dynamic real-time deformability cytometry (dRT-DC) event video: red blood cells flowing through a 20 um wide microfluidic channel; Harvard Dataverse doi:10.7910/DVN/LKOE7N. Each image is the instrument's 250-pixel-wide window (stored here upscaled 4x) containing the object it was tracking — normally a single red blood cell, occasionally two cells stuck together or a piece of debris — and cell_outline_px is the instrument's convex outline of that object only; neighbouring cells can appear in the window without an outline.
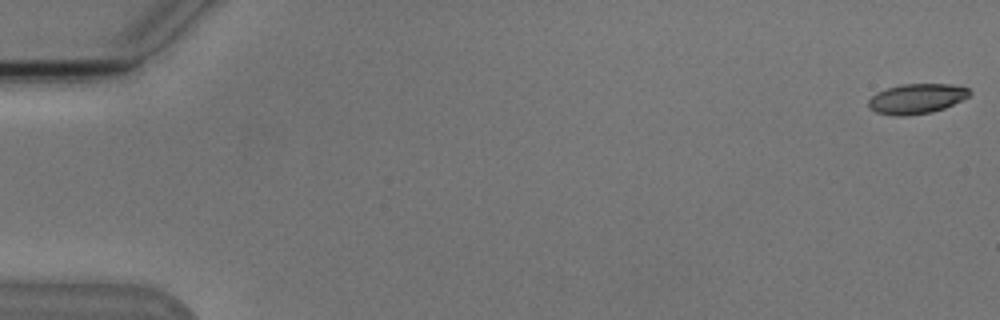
{"species": "Egyptian fruit bat (a non-hibernating species)", "species_latin": "Rousettus aegyptiacus", "temperature_condition": "cold", "stored_images_in_passage": 6, "camera_frame_rate_fps": 3000, "um_per_image_px": 0.085, "animal": {"sex": "male"}, "frame": {"image": 1, "passage_image": 1, "time_ms": 0.0, "image_size_px": [1000, 320], "cell_outline_px": [[972, 92], [968, 96], [944, 108], [932, 112], [908, 116], [892, 116], [876, 112], [868, 108], [868, 100], [876, 92], [900, 84], [952, 84], [968, 88]], "centroid_in_image_um": [77.87, 8.39], "position_along_channel_um": 7.1, "area_um2": 17.74}}
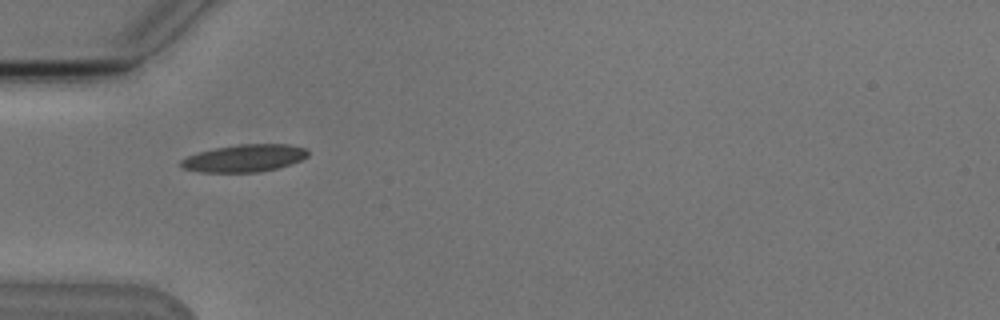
{"frame": {"image": 2, "passage_image": 6, "time_ms": 5.667, "image_size_px": [1000, 320], "cell_outline_px": [[308, 156], [292, 164], [276, 168], [256, 172], [200, 172], [184, 168], [180, 164], [180, 160], [188, 156], [212, 148], [240, 144], [288, 144], [304, 148], [308, 152]], "centroid_in_image_um": [20.77, 13.44], "position_along_channel_um": 64.2, "area_um2": 20.11}}